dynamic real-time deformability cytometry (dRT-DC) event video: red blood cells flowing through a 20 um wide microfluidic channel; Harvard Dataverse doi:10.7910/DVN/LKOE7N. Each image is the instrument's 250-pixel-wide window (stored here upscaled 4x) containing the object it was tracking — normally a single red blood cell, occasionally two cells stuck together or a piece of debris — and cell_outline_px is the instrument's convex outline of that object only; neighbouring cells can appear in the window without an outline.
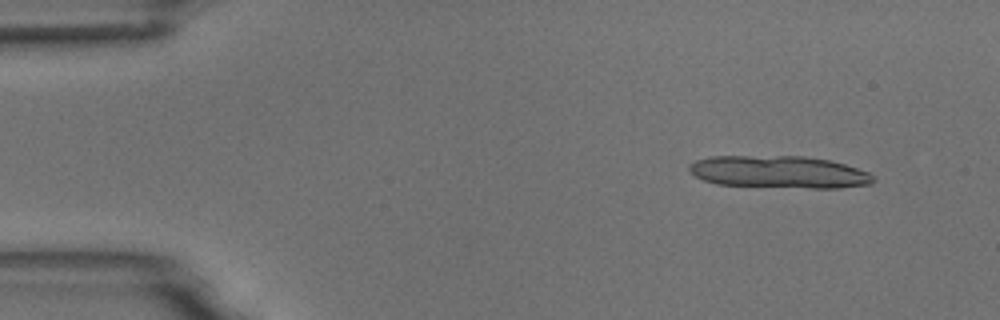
{"species": "common noctule bat (a hibernating species)", "species_latin": "Nyctalus noctula", "temperature_condition": "room temperature", "stored_images_in_passage": 6, "segment_of_instrument_passage": [1, 2], "camera_frame_rate_fps": 3000, "um_per_image_px": 0.085, "animal": {"sex": "male", "body_mass_g": 18.8}, "frame": {"image": 1, "passage_image": 2, "time_ms": 1.333, "image_size_px": [1000, 320], "cell_outline_px": [[876, 180], [872, 184], [840, 188], [812, 188], [716, 184], [704, 180], [696, 176], [688, 168], [688, 164], [696, 160], [712, 156], [804, 156], [828, 160], [844, 164], [868, 172]], "centroid_in_image_um": [66.23, 14.62], "position_along_channel_um": 18.8, "area_um2": 34.56}}